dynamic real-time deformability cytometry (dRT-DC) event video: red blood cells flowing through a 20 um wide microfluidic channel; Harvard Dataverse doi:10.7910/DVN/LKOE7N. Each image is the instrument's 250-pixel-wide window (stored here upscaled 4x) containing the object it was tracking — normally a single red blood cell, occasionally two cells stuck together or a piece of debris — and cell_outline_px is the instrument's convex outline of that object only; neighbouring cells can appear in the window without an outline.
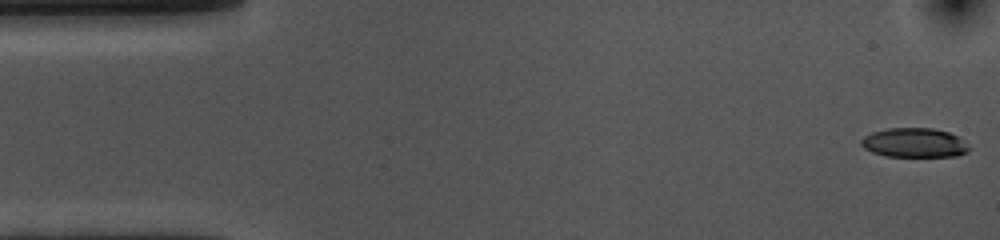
{"species": "common noctule bat (a hibernating species)", "species_latin": "Nyctalus noctula", "temperature_condition": "cold", "stored_images_in_passage": 54, "camera_frame_rate_fps": 3000, "um_per_image_px": 0.085, "animal": {"sex": "female", "body_mass_g": 10.0, "forearm_length_mm": 53.1}, "frame": {"image": 1, "passage_image": 1, "time_ms": 0.0, "image_size_px": [1000, 240], "cell_outline_px": [[972, 148], [968, 152], [956, 156], [884, 156], [872, 152], [864, 148], [860, 144], [860, 140], [864, 136], [872, 132], [888, 128], [932, 128], [948, 132], [960, 136]], "centroid_in_image_um": [77.75, 12.13], "position_along_channel_um": 7.3, "area_um2": 18.67}}
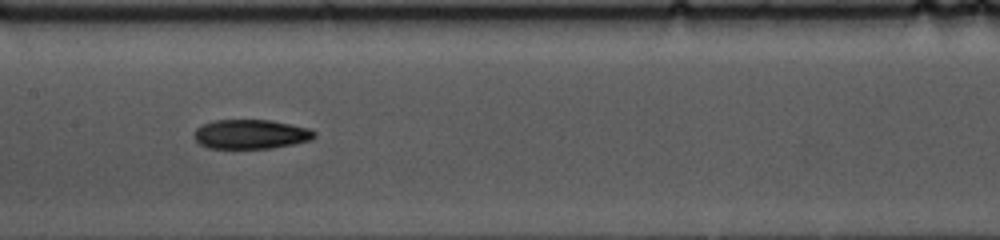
{"frame": {"image": 2, "passage_image": 25, "time_ms": 8.0, "image_size_px": [1000, 240], "cell_outline_px": [[316, 136], [312, 140], [272, 148], [208, 148], [200, 144], [192, 136], [196, 128], [204, 124], [216, 120], [268, 120], [292, 124], [312, 128], [316, 132]], "centroid_in_image_um": [21.35, 11.4], "position_along_channel_um": 186.1, "area_um2": 20.69}}
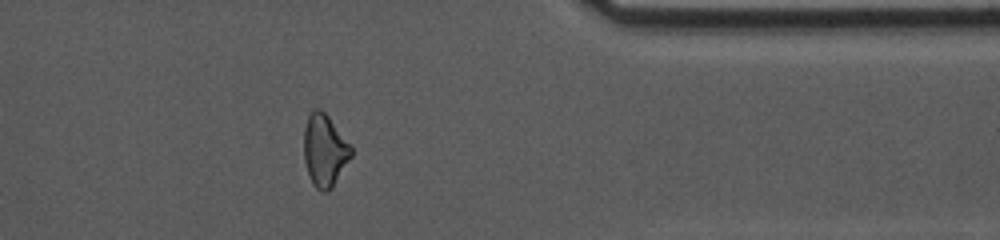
{"frame": {"image": 3, "passage_image": 43, "time_ms": 14.0, "image_size_px": [1000, 240], "cell_outline_px": [[352, 156], [332, 188], [324, 192], [320, 192], [312, 184], [304, 160], [304, 128], [308, 116], [316, 108], [320, 108], [328, 116], [352, 144]], "centroid_in_image_um": [27.61, 12.79], "position_along_channel_um": 383.8, "area_um2": 20.06}, "authors_computed_cell_mechanics": {"area_um2": 20.519, "velocity_mm_per_s": 3.6266, "shape_relaxation_time_tau1_ms": 7.025, "shape_relaxation_time_tau2_ms": null, "deformation_change_tau1": 0.15, "deformation_change_tau2": null}}